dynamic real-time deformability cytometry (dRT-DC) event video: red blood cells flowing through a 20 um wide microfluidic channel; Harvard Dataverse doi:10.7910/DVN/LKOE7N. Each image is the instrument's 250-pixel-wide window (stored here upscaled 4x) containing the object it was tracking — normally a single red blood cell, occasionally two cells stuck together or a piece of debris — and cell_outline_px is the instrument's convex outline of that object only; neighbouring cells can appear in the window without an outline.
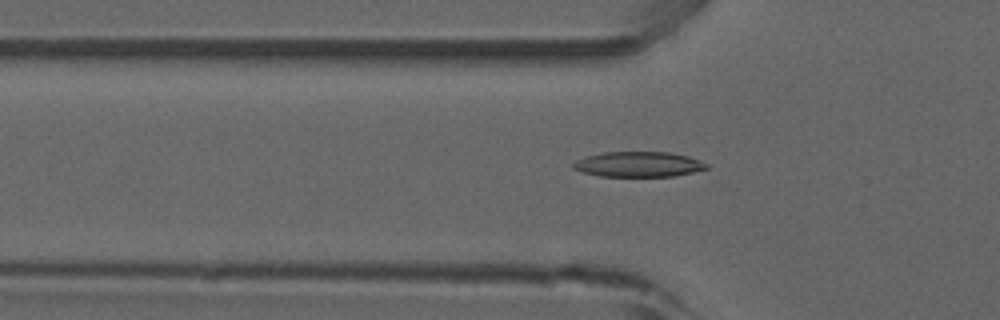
{"species": "common noctule bat (a hibernating species)", "species_latin": "Nyctalus noctula", "temperature_condition": "room temperature", "stored_images_in_passage": 52, "camera_frame_rate_fps": 3000, "um_per_image_px": 0.085, "animal": {"sex": "male", "forearm_length_mm": 52.5}, "frame": {"image": 1, "passage_image": 17, "time_ms": 5.333, "image_size_px": [1000, 320], "cell_outline_px": [[708, 168], [692, 172], [672, 176], [600, 176], [584, 172], [572, 168], [572, 164], [576, 160], [588, 156], [604, 152], [668, 152], [688, 156], [708, 164]], "centroid_in_image_um": [54.26, 13.96], "position_along_channel_um": 71.5, "area_um2": 19.36}}
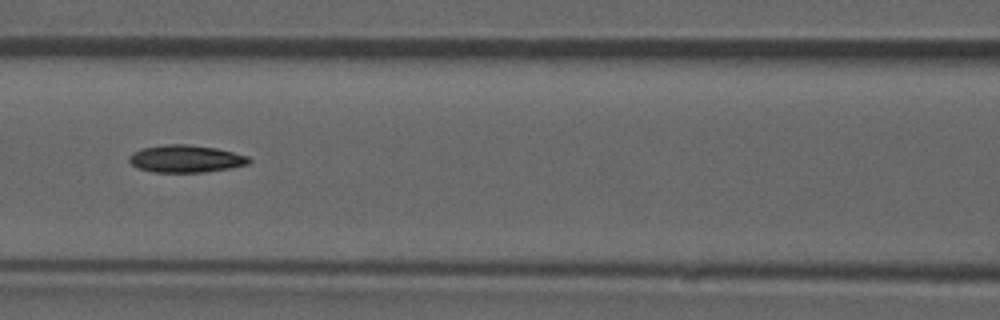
{"frame": {"image": 2, "passage_image": 23, "time_ms": 7.333, "image_size_px": [1000, 320], "cell_outline_px": [[252, 160], [248, 164], [228, 168], [204, 172], [152, 172], [136, 168], [128, 160], [128, 156], [132, 152], [140, 148], [164, 144], [188, 144], [216, 148], [248, 156]], "centroid_in_image_um": [15.73, 13.49], "position_along_channel_um": 150.9, "area_um2": 19.25}}
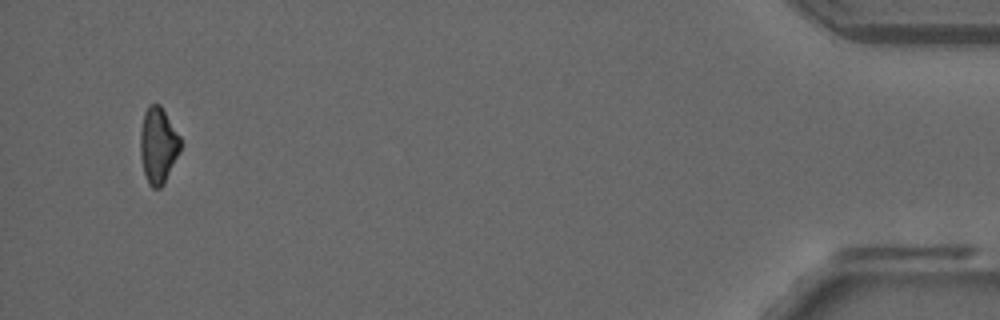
{"frame": {"image": 3, "passage_image": 50, "time_ms": 16.333, "image_size_px": [1000, 320], "cell_outline_px": [[180, 152], [164, 184], [160, 188], [152, 188], [148, 184], [144, 172], [140, 156], [140, 132], [144, 112], [148, 104], [160, 104], [180, 136]], "centroid_in_image_um": [13.43, 12.36], "position_along_channel_um": 421.8, "area_um2": 17.92}}